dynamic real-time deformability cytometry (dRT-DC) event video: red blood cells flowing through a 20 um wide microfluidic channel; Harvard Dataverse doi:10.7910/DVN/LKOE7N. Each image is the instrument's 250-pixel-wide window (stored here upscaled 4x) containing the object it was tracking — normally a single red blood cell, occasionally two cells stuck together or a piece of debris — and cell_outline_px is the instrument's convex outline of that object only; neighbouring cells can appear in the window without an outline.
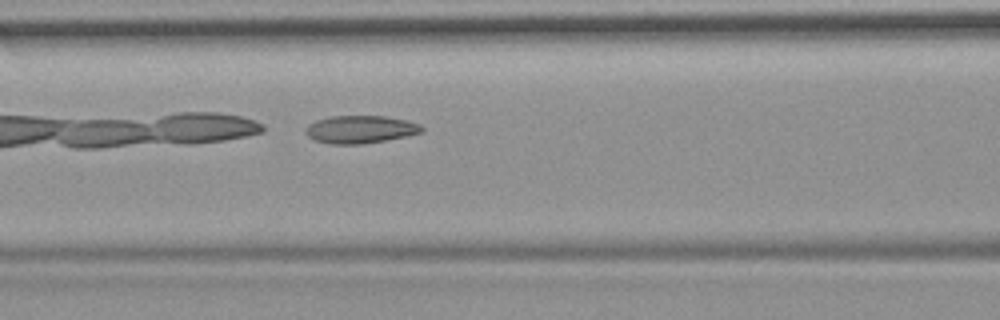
{"species": "common noctule bat (a hibernating species)", "species_latin": "Nyctalus noctula", "temperature_condition": "room temperature", "stored_images_in_passage": 35, "camera_frame_rate_fps": 3000, "um_per_image_px": 0.085, "animal": {"sex": "female", "body_mass_g": 19.9}, "frame": {"image": 1, "passage_image": 6, "time_ms": 1.667, "image_size_px": [1000, 320], "cell_outline_px": [[424, 132], [384, 140], [360, 144], [332, 144], [316, 140], [308, 136], [304, 132], [308, 124], [316, 120], [332, 116], [388, 116], [408, 120], [420, 124], [424, 128]], "centroid_in_image_um": [30.64, 10.98], "position_along_channel_um": 136.0, "area_um2": 18.73}}